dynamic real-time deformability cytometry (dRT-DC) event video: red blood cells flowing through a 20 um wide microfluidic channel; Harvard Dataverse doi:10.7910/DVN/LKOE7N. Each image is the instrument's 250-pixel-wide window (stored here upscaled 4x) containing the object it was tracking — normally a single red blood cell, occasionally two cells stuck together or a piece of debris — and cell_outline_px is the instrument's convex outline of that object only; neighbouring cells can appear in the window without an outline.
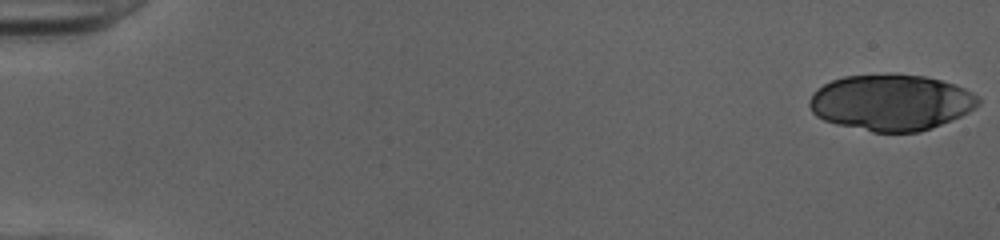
{"species": "human", "species_latin": "Homo sapiens", "temperature_condition": "cold", "stored_images_in_passage": 24, "camera_frame_rate_fps": 3000, "um_per_image_px": 0.085, "donor": {"sex": "female"}, "frame": {"image": 1, "passage_image": 1, "time_ms": 0.0, "image_size_px": [1000, 240], "cell_outline_px": [[980, 104], [968, 112], [952, 120], [932, 128], [920, 132], [872, 132], [836, 124], [824, 120], [816, 116], [812, 112], [808, 104], [808, 100], [812, 92], [816, 88], [832, 80], [844, 76], [924, 76], [940, 80], [964, 88], [976, 96], [980, 100]], "centroid_in_image_um": [75.7, 8.74], "position_along_channel_um": 9.3, "area_um2": 54.68}}
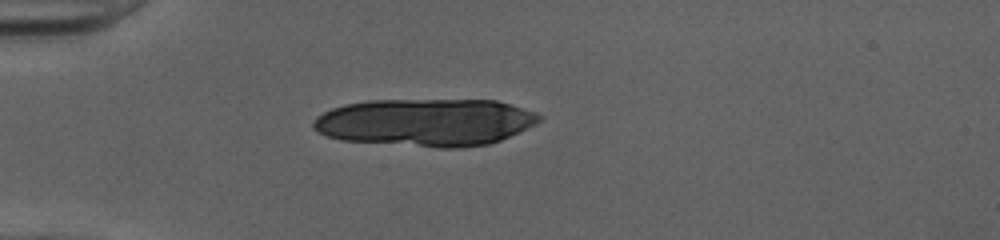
{"frame": {"image": 2, "passage_image": 15, "time_ms": 4.667, "image_size_px": [1000, 240], "cell_outline_px": [[544, 116], [536, 124], [500, 140], [488, 144], [460, 148], [440, 148], [340, 140], [328, 136], [312, 128], [312, 124], [316, 116], [332, 108], [344, 104], [368, 100], [496, 100], [536, 112]], "centroid_in_image_um": [36.17, 10.39], "position_along_channel_um": 48.8, "area_um2": 62.77}}
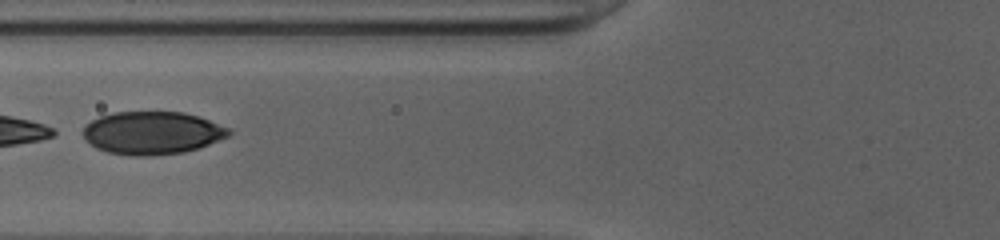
{"frame": {"image": 3, "passage_image": 22, "time_ms": 7.0, "image_size_px": [1000, 240], "cell_outline_px": [[232, 132], [228, 136], [200, 148], [184, 152], [152, 156], [136, 156], [108, 152], [96, 148], [80, 132], [84, 124], [100, 116], [112, 112], [184, 112], [208, 120], [228, 128]], "centroid_in_image_um": [12.9, 11.3], "position_along_channel_um": 112.9, "area_um2": 36.41}}